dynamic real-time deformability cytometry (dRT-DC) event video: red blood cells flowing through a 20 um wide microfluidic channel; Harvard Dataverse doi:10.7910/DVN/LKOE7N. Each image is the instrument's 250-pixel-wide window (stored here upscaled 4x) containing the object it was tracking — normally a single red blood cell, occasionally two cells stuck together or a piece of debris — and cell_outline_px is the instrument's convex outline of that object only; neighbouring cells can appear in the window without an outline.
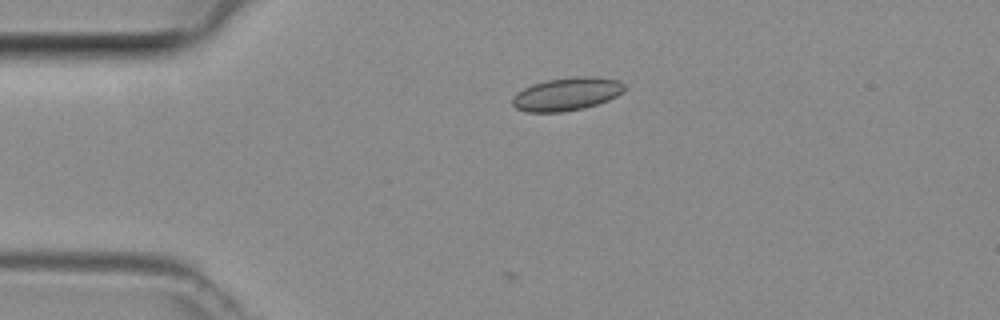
{"species": "common noctule bat (a hibernating species)", "species_latin": "Nyctalus noctula", "temperature_condition": "room temperature", "stored_images_in_passage": 24, "camera_frame_rate_fps": 3000, "um_per_image_px": 0.085, "animal": {"sex": "female", "body_mass_g": 29.2, "forearm_length_mm": 56.3}, "frame": {"image": 1, "passage_image": 1, "time_ms": 0.0, "image_size_px": [1000, 320], "cell_outline_px": [[624, 92], [608, 100], [584, 108], [560, 112], [528, 112], [516, 108], [512, 104], [512, 96], [516, 92], [532, 84], [548, 80], [576, 76], [588, 76], [616, 80], [624, 84]], "centroid_in_image_um": [48.14, 8.0], "position_along_channel_um": 36.9, "area_um2": 21.44}}
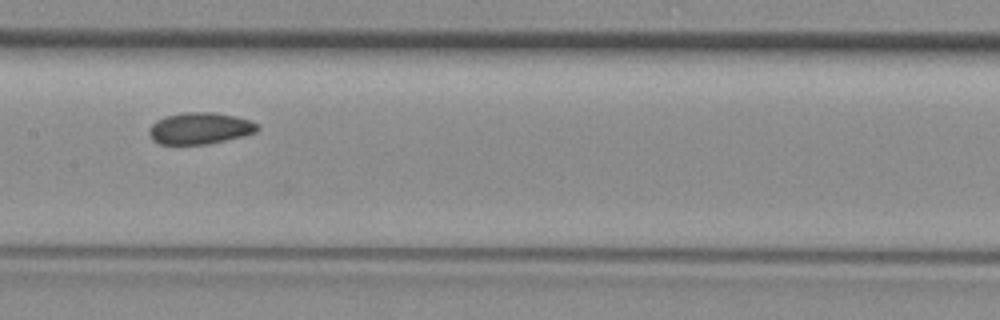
{"frame": {"image": 2, "passage_image": 14, "time_ms": 4.333, "image_size_px": [1000, 320], "cell_outline_px": [[260, 128], [256, 132], [244, 136], [208, 144], [160, 144], [152, 140], [148, 136], [148, 128], [156, 120], [164, 116], [184, 112], [212, 112], [236, 116], [248, 120], [256, 124]], "centroid_in_image_um": [16.95, 10.91], "position_along_channel_um": 190.5, "area_um2": 20.11}}
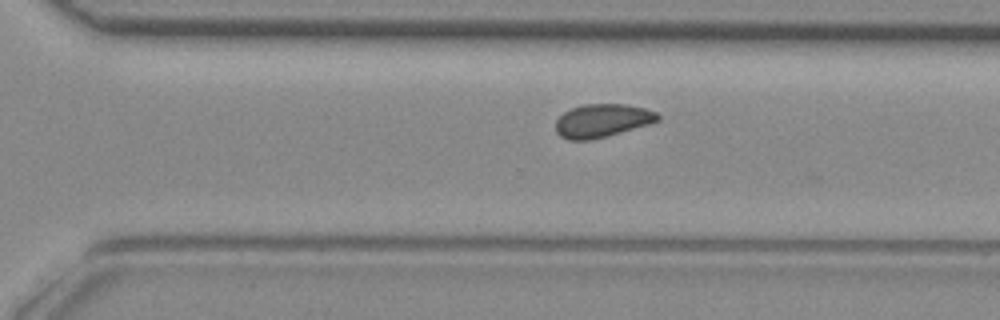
{"frame": {"image": 3, "passage_image": 23, "time_ms": 7.333, "image_size_px": [1000, 320], "cell_outline_px": [[660, 120], [648, 124], [620, 132], [588, 140], [568, 140], [560, 136], [556, 132], [556, 120], [564, 112], [572, 108], [584, 104], [628, 104], [644, 108], [656, 112], [660, 116]], "centroid_in_image_um": [51.17, 10.24], "position_along_channel_um": 319.4, "area_um2": 19.59}}